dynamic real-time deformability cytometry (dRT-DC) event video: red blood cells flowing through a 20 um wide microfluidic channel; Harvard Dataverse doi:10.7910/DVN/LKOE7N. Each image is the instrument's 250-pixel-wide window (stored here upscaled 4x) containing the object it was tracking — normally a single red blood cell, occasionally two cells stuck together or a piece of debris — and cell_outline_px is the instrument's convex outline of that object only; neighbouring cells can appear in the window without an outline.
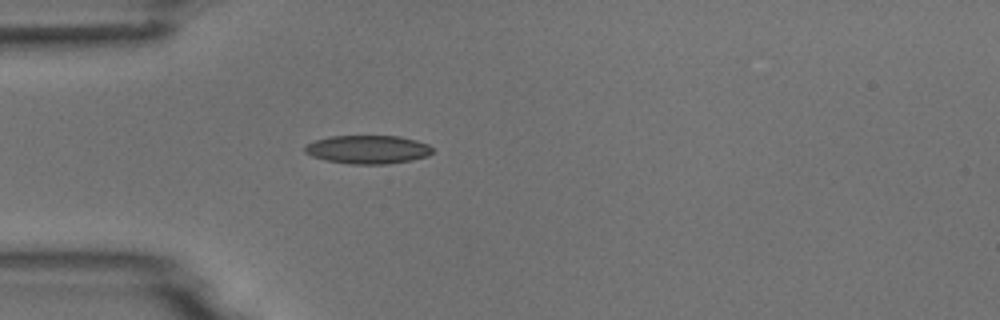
{"species": "common noctule bat (a hibernating species)", "species_latin": "Nyctalus noctula", "temperature_condition": "room temperature", "stored_images_in_passage": 1, "camera_frame_rate_fps": 3000, "um_per_image_px": 0.085, "animal": {"sex": "male", "body_mass_g": 18.8}, "frame": {"image": 1, "passage_image": 1, "time_ms": 0.0, "image_size_px": [1000, 320], "cell_outline_px": [[432, 152], [428, 156], [412, 160], [388, 164], [352, 164], [324, 160], [312, 156], [304, 152], [304, 148], [308, 144], [316, 140], [328, 136], [400, 136], [416, 140], [428, 144], [432, 148]], "centroid_in_image_um": [31.27, 12.71], "position_along_channel_um": 53.7, "area_um2": 21.21}}